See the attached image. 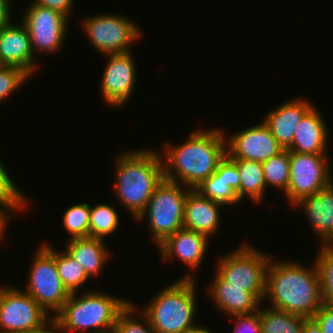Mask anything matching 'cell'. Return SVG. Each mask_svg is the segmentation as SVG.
<instances>
[{"label":"cell","instance_id":"6da1fadb","mask_svg":"<svg viewBox=\"0 0 333 333\" xmlns=\"http://www.w3.org/2000/svg\"><path fill=\"white\" fill-rule=\"evenodd\" d=\"M225 134L220 128H210L192 131L179 145L165 141L162 145L164 179L195 189L216 171L225 157Z\"/></svg>","mask_w":333,"mask_h":333},{"label":"cell","instance_id":"74e56055","mask_svg":"<svg viewBox=\"0 0 333 333\" xmlns=\"http://www.w3.org/2000/svg\"><path fill=\"white\" fill-rule=\"evenodd\" d=\"M20 333H66V332L61 329L60 324L52 314V316L49 317L45 322H43L39 327L26 330Z\"/></svg>","mask_w":333,"mask_h":333},{"label":"cell","instance_id":"d4e9b609","mask_svg":"<svg viewBox=\"0 0 333 333\" xmlns=\"http://www.w3.org/2000/svg\"><path fill=\"white\" fill-rule=\"evenodd\" d=\"M263 309V310H262ZM261 333H302L303 316L273 307L259 309Z\"/></svg>","mask_w":333,"mask_h":333},{"label":"cell","instance_id":"1f68e13d","mask_svg":"<svg viewBox=\"0 0 333 333\" xmlns=\"http://www.w3.org/2000/svg\"><path fill=\"white\" fill-rule=\"evenodd\" d=\"M135 306L137 305L129 301L118 313L113 333H156L151 327L148 317L142 311L140 314L143 315L144 323L133 316L136 311H139Z\"/></svg>","mask_w":333,"mask_h":333},{"label":"cell","instance_id":"d6986e66","mask_svg":"<svg viewBox=\"0 0 333 333\" xmlns=\"http://www.w3.org/2000/svg\"><path fill=\"white\" fill-rule=\"evenodd\" d=\"M328 135L326 123L313 105L297 124L293 142L287 149L298 153L325 154Z\"/></svg>","mask_w":333,"mask_h":333},{"label":"cell","instance_id":"9a60e30c","mask_svg":"<svg viewBox=\"0 0 333 333\" xmlns=\"http://www.w3.org/2000/svg\"><path fill=\"white\" fill-rule=\"evenodd\" d=\"M35 60L29 32L22 22L0 28V66L18 67L32 77L39 67Z\"/></svg>","mask_w":333,"mask_h":333},{"label":"cell","instance_id":"8992f818","mask_svg":"<svg viewBox=\"0 0 333 333\" xmlns=\"http://www.w3.org/2000/svg\"><path fill=\"white\" fill-rule=\"evenodd\" d=\"M189 190L184 185L163 179L156 187L146 208L137 217L136 220L139 222L148 218L146 221L149 222L155 246L160 245L177 230L184 228L185 199Z\"/></svg>","mask_w":333,"mask_h":333},{"label":"cell","instance_id":"60d3db41","mask_svg":"<svg viewBox=\"0 0 333 333\" xmlns=\"http://www.w3.org/2000/svg\"><path fill=\"white\" fill-rule=\"evenodd\" d=\"M9 219L0 211V226H7Z\"/></svg>","mask_w":333,"mask_h":333},{"label":"cell","instance_id":"4316f807","mask_svg":"<svg viewBox=\"0 0 333 333\" xmlns=\"http://www.w3.org/2000/svg\"><path fill=\"white\" fill-rule=\"evenodd\" d=\"M290 151L283 149L278 154L262 162L266 188L272 186L285 194L289 185Z\"/></svg>","mask_w":333,"mask_h":333},{"label":"cell","instance_id":"4dcf8cb0","mask_svg":"<svg viewBox=\"0 0 333 333\" xmlns=\"http://www.w3.org/2000/svg\"><path fill=\"white\" fill-rule=\"evenodd\" d=\"M90 204L81 203L66 209L63 226L70 234L69 239L89 237Z\"/></svg>","mask_w":333,"mask_h":333},{"label":"cell","instance_id":"f546056e","mask_svg":"<svg viewBox=\"0 0 333 333\" xmlns=\"http://www.w3.org/2000/svg\"><path fill=\"white\" fill-rule=\"evenodd\" d=\"M314 260L319 272L323 303L333 305V245L319 247Z\"/></svg>","mask_w":333,"mask_h":333},{"label":"cell","instance_id":"d590c367","mask_svg":"<svg viewBox=\"0 0 333 333\" xmlns=\"http://www.w3.org/2000/svg\"><path fill=\"white\" fill-rule=\"evenodd\" d=\"M32 3L54 11H58L68 18L70 15L68 13L71 12V7L74 4V0H33Z\"/></svg>","mask_w":333,"mask_h":333},{"label":"cell","instance_id":"8d00e7d4","mask_svg":"<svg viewBox=\"0 0 333 333\" xmlns=\"http://www.w3.org/2000/svg\"><path fill=\"white\" fill-rule=\"evenodd\" d=\"M225 180L239 198V172L236 164L225 155Z\"/></svg>","mask_w":333,"mask_h":333},{"label":"cell","instance_id":"484cf974","mask_svg":"<svg viewBox=\"0 0 333 333\" xmlns=\"http://www.w3.org/2000/svg\"><path fill=\"white\" fill-rule=\"evenodd\" d=\"M55 262L64 287L70 294L77 293L90 278L82 265L74 260L66 250H55Z\"/></svg>","mask_w":333,"mask_h":333},{"label":"cell","instance_id":"7402d4cb","mask_svg":"<svg viewBox=\"0 0 333 333\" xmlns=\"http://www.w3.org/2000/svg\"><path fill=\"white\" fill-rule=\"evenodd\" d=\"M65 250L84 268L91 278L103 271V266L110 257V250L103 239L94 237L69 239ZM108 249V250H107Z\"/></svg>","mask_w":333,"mask_h":333},{"label":"cell","instance_id":"83f0119b","mask_svg":"<svg viewBox=\"0 0 333 333\" xmlns=\"http://www.w3.org/2000/svg\"><path fill=\"white\" fill-rule=\"evenodd\" d=\"M3 165L0 160V211L10 219L11 212L24 211L29 203Z\"/></svg>","mask_w":333,"mask_h":333},{"label":"cell","instance_id":"f35d334b","mask_svg":"<svg viewBox=\"0 0 333 333\" xmlns=\"http://www.w3.org/2000/svg\"><path fill=\"white\" fill-rule=\"evenodd\" d=\"M10 0H0V28L9 25L12 23V9L10 5Z\"/></svg>","mask_w":333,"mask_h":333},{"label":"cell","instance_id":"30bf717a","mask_svg":"<svg viewBox=\"0 0 333 333\" xmlns=\"http://www.w3.org/2000/svg\"><path fill=\"white\" fill-rule=\"evenodd\" d=\"M326 156L290 151L289 185L285 193L290 205L319 192L333 181Z\"/></svg>","mask_w":333,"mask_h":333},{"label":"cell","instance_id":"ee69618b","mask_svg":"<svg viewBox=\"0 0 333 333\" xmlns=\"http://www.w3.org/2000/svg\"><path fill=\"white\" fill-rule=\"evenodd\" d=\"M202 333H212V331H210L208 328H206Z\"/></svg>","mask_w":333,"mask_h":333},{"label":"cell","instance_id":"2e32d148","mask_svg":"<svg viewBox=\"0 0 333 333\" xmlns=\"http://www.w3.org/2000/svg\"><path fill=\"white\" fill-rule=\"evenodd\" d=\"M209 240L198 232L182 228L168 236L158 245V249L163 260L174 259L175 256L185 266L194 270L201 265Z\"/></svg>","mask_w":333,"mask_h":333},{"label":"cell","instance_id":"7bdbcfd3","mask_svg":"<svg viewBox=\"0 0 333 333\" xmlns=\"http://www.w3.org/2000/svg\"><path fill=\"white\" fill-rule=\"evenodd\" d=\"M206 329L205 326H199L196 329L186 332V333H202Z\"/></svg>","mask_w":333,"mask_h":333},{"label":"cell","instance_id":"ffe728a7","mask_svg":"<svg viewBox=\"0 0 333 333\" xmlns=\"http://www.w3.org/2000/svg\"><path fill=\"white\" fill-rule=\"evenodd\" d=\"M220 207L221 204L203 197L195 189H190L185 199L184 228L209 239L219 229Z\"/></svg>","mask_w":333,"mask_h":333},{"label":"cell","instance_id":"3957f363","mask_svg":"<svg viewBox=\"0 0 333 333\" xmlns=\"http://www.w3.org/2000/svg\"><path fill=\"white\" fill-rule=\"evenodd\" d=\"M116 162L114 192L136 220L164 179L162 155L153 149H139L122 153Z\"/></svg>","mask_w":333,"mask_h":333},{"label":"cell","instance_id":"ba28073f","mask_svg":"<svg viewBox=\"0 0 333 333\" xmlns=\"http://www.w3.org/2000/svg\"><path fill=\"white\" fill-rule=\"evenodd\" d=\"M34 256L25 292L49 315L52 312L55 315L70 296L58 274L55 249L44 242L39 245Z\"/></svg>","mask_w":333,"mask_h":333},{"label":"cell","instance_id":"603a6c76","mask_svg":"<svg viewBox=\"0 0 333 333\" xmlns=\"http://www.w3.org/2000/svg\"><path fill=\"white\" fill-rule=\"evenodd\" d=\"M239 172V200L249 196L253 203H259L266 193L262 162L244 159H231Z\"/></svg>","mask_w":333,"mask_h":333},{"label":"cell","instance_id":"e575fe53","mask_svg":"<svg viewBox=\"0 0 333 333\" xmlns=\"http://www.w3.org/2000/svg\"><path fill=\"white\" fill-rule=\"evenodd\" d=\"M313 319L321 327L323 333H333V305L323 303Z\"/></svg>","mask_w":333,"mask_h":333},{"label":"cell","instance_id":"5b68a950","mask_svg":"<svg viewBox=\"0 0 333 333\" xmlns=\"http://www.w3.org/2000/svg\"><path fill=\"white\" fill-rule=\"evenodd\" d=\"M196 287L194 277L186 274L163 288L141 310L156 333H186L201 326L194 324Z\"/></svg>","mask_w":333,"mask_h":333},{"label":"cell","instance_id":"ab89813d","mask_svg":"<svg viewBox=\"0 0 333 333\" xmlns=\"http://www.w3.org/2000/svg\"><path fill=\"white\" fill-rule=\"evenodd\" d=\"M302 333H323L321 327L313 318H307L302 327Z\"/></svg>","mask_w":333,"mask_h":333},{"label":"cell","instance_id":"5bb4252c","mask_svg":"<svg viewBox=\"0 0 333 333\" xmlns=\"http://www.w3.org/2000/svg\"><path fill=\"white\" fill-rule=\"evenodd\" d=\"M228 137L225 135L226 155L230 159L264 162L284 149L263 121Z\"/></svg>","mask_w":333,"mask_h":333},{"label":"cell","instance_id":"cb8c5ba5","mask_svg":"<svg viewBox=\"0 0 333 333\" xmlns=\"http://www.w3.org/2000/svg\"><path fill=\"white\" fill-rule=\"evenodd\" d=\"M203 197L212 202L225 205L239 203L235 191L225 180V157L218 163L216 171L195 188Z\"/></svg>","mask_w":333,"mask_h":333},{"label":"cell","instance_id":"ac0fdd59","mask_svg":"<svg viewBox=\"0 0 333 333\" xmlns=\"http://www.w3.org/2000/svg\"><path fill=\"white\" fill-rule=\"evenodd\" d=\"M312 103L302 98L286 101L265 115L263 122L276 141L287 149L293 142L295 130L302 116L312 107Z\"/></svg>","mask_w":333,"mask_h":333},{"label":"cell","instance_id":"e0dca14e","mask_svg":"<svg viewBox=\"0 0 333 333\" xmlns=\"http://www.w3.org/2000/svg\"><path fill=\"white\" fill-rule=\"evenodd\" d=\"M293 206L303 209L322 245H333V181Z\"/></svg>","mask_w":333,"mask_h":333},{"label":"cell","instance_id":"7a4b0ae2","mask_svg":"<svg viewBox=\"0 0 333 333\" xmlns=\"http://www.w3.org/2000/svg\"><path fill=\"white\" fill-rule=\"evenodd\" d=\"M266 273L265 298L270 307L313 318L323 305L319 272L315 261L310 268L300 262L271 261Z\"/></svg>","mask_w":333,"mask_h":333},{"label":"cell","instance_id":"52a82bcc","mask_svg":"<svg viewBox=\"0 0 333 333\" xmlns=\"http://www.w3.org/2000/svg\"><path fill=\"white\" fill-rule=\"evenodd\" d=\"M270 258L251 244L244 243L237 250L220 257L215 270L225 280V286L244 288L261 302L265 300Z\"/></svg>","mask_w":333,"mask_h":333},{"label":"cell","instance_id":"277c9868","mask_svg":"<svg viewBox=\"0 0 333 333\" xmlns=\"http://www.w3.org/2000/svg\"><path fill=\"white\" fill-rule=\"evenodd\" d=\"M78 296L77 293L70 294L62 308L53 315L67 333H113L118 313L129 302L96 290H88Z\"/></svg>","mask_w":333,"mask_h":333},{"label":"cell","instance_id":"7c38bea8","mask_svg":"<svg viewBox=\"0 0 333 333\" xmlns=\"http://www.w3.org/2000/svg\"><path fill=\"white\" fill-rule=\"evenodd\" d=\"M68 19L58 11L30 3L21 22L29 32L33 54L60 50L68 31Z\"/></svg>","mask_w":333,"mask_h":333},{"label":"cell","instance_id":"9c48e42d","mask_svg":"<svg viewBox=\"0 0 333 333\" xmlns=\"http://www.w3.org/2000/svg\"><path fill=\"white\" fill-rule=\"evenodd\" d=\"M83 21L81 24L90 44L104 55L131 52L129 48L142 36L136 23L125 15L103 13Z\"/></svg>","mask_w":333,"mask_h":333},{"label":"cell","instance_id":"8fae6325","mask_svg":"<svg viewBox=\"0 0 333 333\" xmlns=\"http://www.w3.org/2000/svg\"><path fill=\"white\" fill-rule=\"evenodd\" d=\"M49 314L25 291L0 287V333H20L39 327Z\"/></svg>","mask_w":333,"mask_h":333},{"label":"cell","instance_id":"44dd1931","mask_svg":"<svg viewBox=\"0 0 333 333\" xmlns=\"http://www.w3.org/2000/svg\"><path fill=\"white\" fill-rule=\"evenodd\" d=\"M214 276L207 291L220 311L230 317L252 314L259 310L260 301L252 293L241 287L225 286V280L217 272Z\"/></svg>","mask_w":333,"mask_h":333},{"label":"cell","instance_id":"b9f144b4","mask_svg":"<svg viewBox=\"0 0 333 333\" xmlns=\"http://www.w3.org/2000/svg\"><path fill=\"white\" fill-rule=\"evenodd\" d=\"M6 227L7 226H0V241H3V239L5 238L4 236L6 234L5 232L6 230H8Z\"/></svg>","mask_w":333,"mask_h":333},{"label":"cell","instance_id":"d6a6232c","mask_svg":"<svg viewBox=\"0 0 333 333\" xmlns=\"http://www.w3.org/2000/svg\"><path fill=\"white\" fill-rule=\"evenodd\" d=\"M30 76L23 70L14 66H0V103L18 90Z\"/></svg>","mask_w":333,"mask_h":333},{"label":"cell","instance_id":"4fadbf2b","mask_svg":"<svg viewBox=\"0 0 333 333\" xmlns=\"http://www.w3.org/2000/svg\"><path fill=\"white\" fill-rule=\"evenodd\" d=\"M109 57L101 79L102 98L109 106L121 107L132 96L136 68L132 52L106 54Z\"/></svg>","mask_w":333,"mask_h":333},{"label":"cell","instance_id":"836d02e7","mask_svg":"<svg viewBox=\"0 0 333 333\" xmlns=\"http://www.w3.org/2000/svg\"><path fill=\"white\" fill-rule=\"evenodd\" d=\"M234 318V333H261L259 310L252 314L232 315Z\"/></svg>","mask_w":333,"mask_h":333},{"label":"cell","instance_id":"f1b7e54d","mask_svg":"<svg viewBox=\"0 0 333 333\" xmlns=\"http://www.w3.org/2000/svg\"><path fill=\"white\" fill-rule=\"evenodd\" d=\"M119 215L114 206L109 204H96L90 206L89 237L105 239V236L114 233L119 226Z\"/></svg>","mask_w":333,"mask_h":333}]
</instances>
